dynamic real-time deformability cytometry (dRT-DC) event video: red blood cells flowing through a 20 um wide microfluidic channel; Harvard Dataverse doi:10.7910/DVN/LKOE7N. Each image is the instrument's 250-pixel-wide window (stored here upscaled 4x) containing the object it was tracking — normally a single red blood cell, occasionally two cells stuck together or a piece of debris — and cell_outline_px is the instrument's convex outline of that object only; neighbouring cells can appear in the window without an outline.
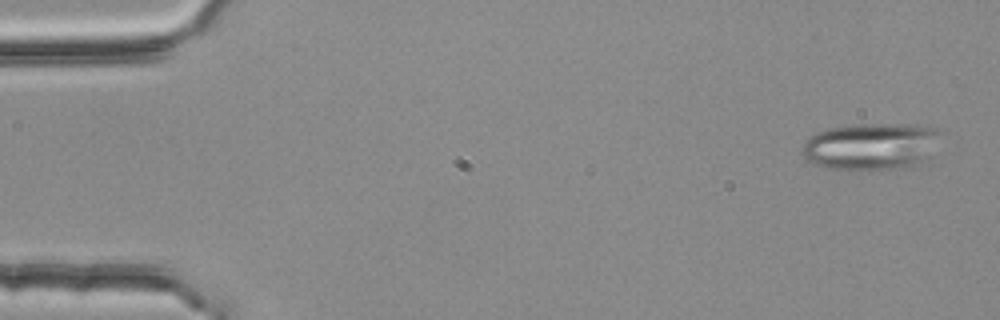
{"species": "common noctule bat (a hibernating species)", "species_latin": "Nyctalus noctula", "temperature_condition": "room temperature", "stored_images_in_passage": 3, "camera_frame_rate_fps": 3000, "um_per_image_px": 0.085, "animal": {"sex": "female", "body_mass_g": 25.1}, "frame": {"image": 1, "passage_image": 1, "time_ms": 0.0, "image_size_px": [1000, 320], "cell_outline_px": [[940, 132], [928, 156], [920, 164], [904, 168], [860, 172], [832, 168], [812, 164], [804, 156], [804, 140], [808, 136], [816, 132], [832, 128], [856, 124], [912, 124], [936, 128]], "centroid_in_image_um": [74.01, 12.47], "position_along_channel_um": 11.0, "area_um2": 38.21}}